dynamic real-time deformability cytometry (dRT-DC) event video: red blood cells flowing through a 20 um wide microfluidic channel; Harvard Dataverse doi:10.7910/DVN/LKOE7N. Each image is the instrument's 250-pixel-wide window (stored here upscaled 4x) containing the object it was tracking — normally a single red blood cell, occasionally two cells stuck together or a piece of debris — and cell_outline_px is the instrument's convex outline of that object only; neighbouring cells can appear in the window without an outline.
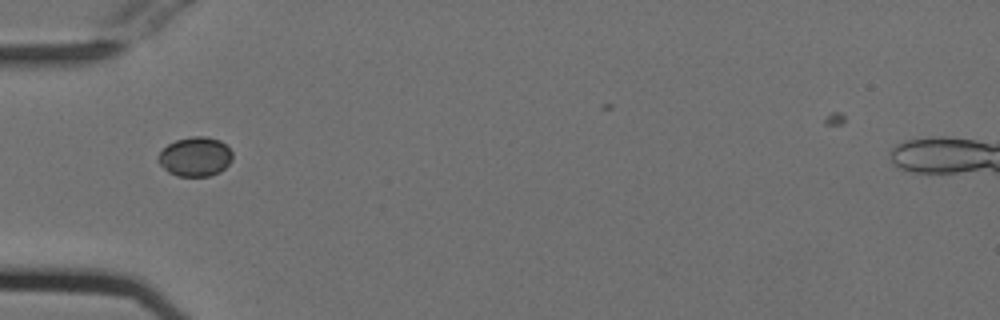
{"species": "Egyptian fruit bat (a non-hibernating species)", "species_latin": "Rousettus aegyptiacus", "temperature_condition": "cold", "stored_images_in_passage": 32, "camera_frame_rate_fps": 3000, "um_per_image_px": 0.085, "animal": {"sex": "female"}, "frame": {"image": 1, "passage_image": 1, "time_ms": 0.0, "image_size_px": [1000, 320], "cell_outline_px": [[232, 160], [220, 172], [208, 176], [176, 176], [168, 172], [156, 160], [156, 156], [168, 144], [176, 140], [192, 136], [204, 136], [220, 140], [232, 152]], "centroid_in_image_um": [16.57, 13.32], "position_along_channel_um": 68.4, "area_um2": 17.05}}
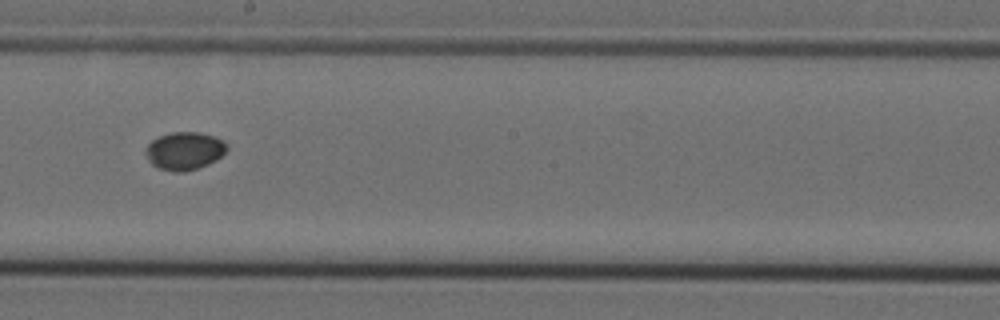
{"frame": {"image": 2, "passage_image": 14, "time_ms": 4.333, "image_size_px": [1000, 320], "cell_outline_px": [[228, 148], [216, 160], [208, 164], [184, 172], [176, 172], [160, 168], [152, 164], [148, 160], [144, 152], [144, 148], [152, 140], [160, 136], [172, 132], [200, 132], [224, 140], [228, 144]], "centroid_in_image_um": [15.67, 12.81], "position_along_channel_um": 232.5, "area_um2": 17.92}}
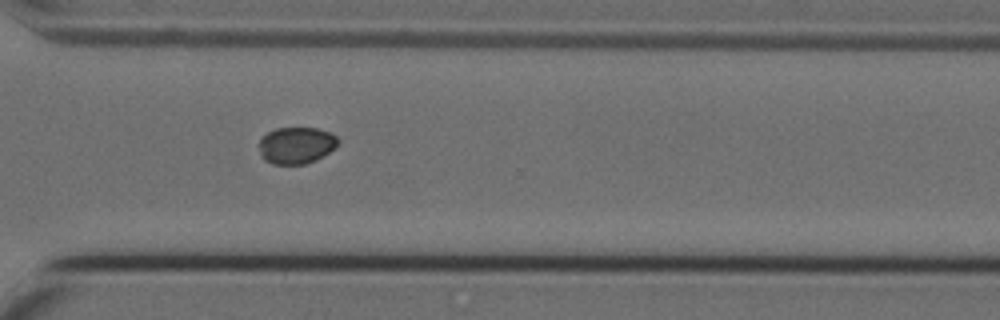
{"frame": {"image": 3, "passage_image": 23, "time_ms": 7.333, "image_size_px": [1000, 320], "cell_outline_px": [[340, 140], [328, 152], [316, 160], [304, 164], [272, 164], [264, 160], [260, 156], [256, 144], [268, 132], [276, 128], [320, 128], [336, 136]], "centroid_in_image_um": [25.12, 12.35], "position_along_channel_um": 345.5, "area_um2": 16.99}}